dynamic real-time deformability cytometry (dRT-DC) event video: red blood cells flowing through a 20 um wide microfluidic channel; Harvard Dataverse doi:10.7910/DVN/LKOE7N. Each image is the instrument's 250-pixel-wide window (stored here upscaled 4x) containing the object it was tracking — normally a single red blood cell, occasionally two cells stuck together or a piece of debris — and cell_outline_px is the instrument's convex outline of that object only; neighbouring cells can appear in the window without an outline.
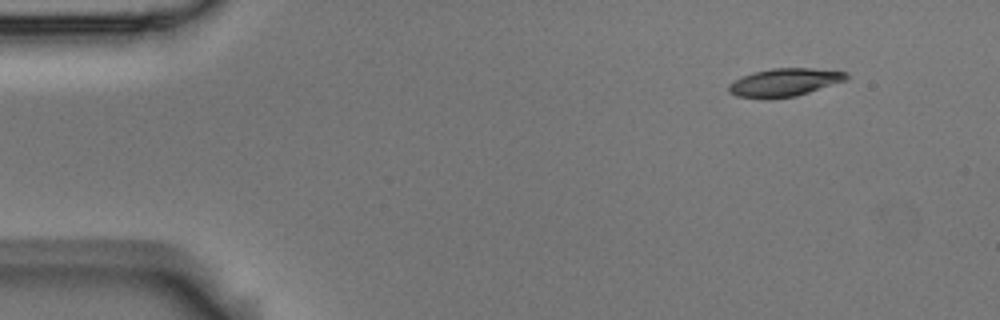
{"species": "Egyptian fruit bat (a non-hibernating species)", "species_latin": "Rousettus aegyptiacus", "temperature_condition": "room temperature", "stored_images_in_passage": 4, "camera_frame_rate_fps": 3000, "um_per_image_px": 0.085, "animal": {"sex": "male"}, "frame": {"image": 1, "passage_image": 1, "time_ms": 0.0, "image_size_px": [1000, 320], "cell_outline_px": [[848, 80], [796, 96], [736, 96], [728, 92], [728, 84], [744, 76], [756, 72], [772, 68], [812, 68], [848, 72]], "centroid_in_image_um": [66.76, 6.96], "position_along_channel_um": 18.2, "area_um2": 18.5}}